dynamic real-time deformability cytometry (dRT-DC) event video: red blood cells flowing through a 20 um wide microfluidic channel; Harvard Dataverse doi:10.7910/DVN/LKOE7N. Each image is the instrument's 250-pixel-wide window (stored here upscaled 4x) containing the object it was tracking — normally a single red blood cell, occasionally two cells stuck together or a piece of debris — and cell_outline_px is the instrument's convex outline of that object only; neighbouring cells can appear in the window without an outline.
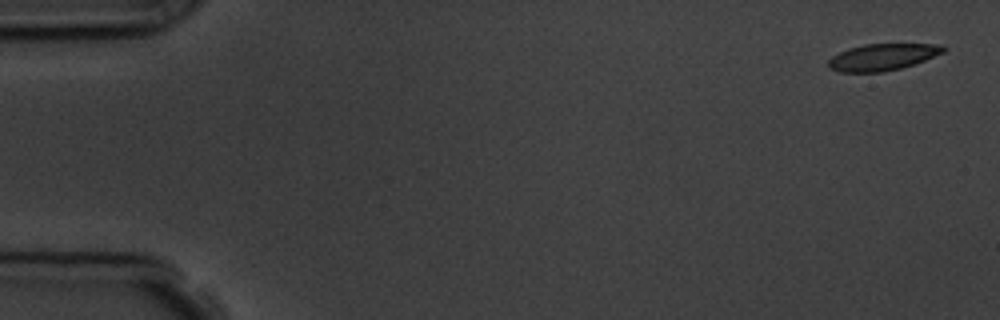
{"species": "common noctule bat (a hibernating species)", "species_latin": "Nyctalus noctula", "temperature_condition": "room temperature", "stored_images_in_passage": 6, "camera_frame_rate_fps": 3000, "um_per_image_px": 0.085, "animal": {"sex": "male", "body_mass_g": 19.5, "forearm_length_mm": 54.6}, "frame": {"image": 1, "passage_image": 1, "time_ms": 0.0, "image_size_px": [1000, 320], "cell_outline_px": [[948, 48], [944, 52], [924, 60], [900, 68], [884, 72], [840, 72], [828, 68], [828, 60], [832, 56], [848, 48], [864, 44], [940, 44]], "centroid_in_image_um": [74.99, 4.85], "position_along_channel_um": 10.0, "area_um2": 17.86}}